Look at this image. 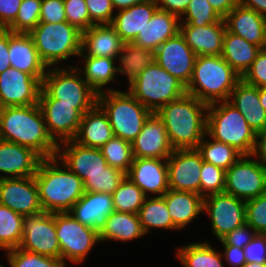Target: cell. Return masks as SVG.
<instances>
[{
	"label": "cell",
	"instance_id": "cell-52",
	"mask_svg": "<svg viewBox=\"0 0 266 267\" xmlns=\"http://www.w3.org/2000/svg\"><path fill=\"white\" fill-rule=\"evenodd\" d=\"M67 21L64 0H42L40 22L60 23Z\"/></svg>",
	"mask_w": 266,
	"mask_h": 267
},
{
	"label": "cell",
	"instance_id": "cell-33",
	"mask_svg": "<svg viewBox=\"0 0 266 267\" xmlns=\"http://www.w3.org/2000/svg\"><path fill=\"white\" fill-rule=\"evenodd\" d=\"M138 214L113 211L99 231L100 242L107 240L128 241L144 236Z\"/></svg>",
	"mask_w": 266,
	"mask_h": 267
},
{
	"label": "cell",
	"instance_id": "cell-66",
	"mask_svg": "<svg viewBox=\"0 0 266 267\" xmlns=\"http://www.w3.org/2000/svg\"><path fill=\"white\" fill-rule=\"evenodd\" d=\"M3 30H4V28L0 26V33H1Z\"/></svg>",
	"mask_w": 266,
	"mask_h": 267
},
{
	"label": "cell",
	"instance_id": "cell-14",
	"mask_svg": "<svg viewBox=\"0 0 266 267\" xmlns=\"http://www.w3.org/2000/svg\"><path fill=\"white\" fill-rule=\"evenodd\" d=\"M211 219L214 235L221 240L246 223V201L225 192L203 198V212Z\"/></svg>",
	"mask_w": 266,
	"mask_h": 267
},
{
	"label": "cell",
	"instance_id": "cell-64",
	"mask_svg": "<svg viewBox=\"0 0 266 267\" xmlns=\"http://www.w3.org/2000/svg\"><path fill=\"white\" fill-rule=\"evenodd\" d=\"M242 267H266V263L257 264V263H245Z\"/></svg>",
	"mask_w": 266,
	"mask_h": 267
},
{
	"label": "cell",
	"instance_id": "cell-25",
	"mask_svg": "<svg viewBox=\"0 0 266 267\" xmlns=\"http://www.w3.org/2000/svg\"><path fill=\"white\" fill-rule=\"evenodd\" d=\"M226 30L263 49L266 18L238 4L223 18Z\"/></svg>",
	"mask_w": 266,
	"mask_h": 267
},
{
	"label": "cell",
	"instance_id": "cell-41",
	"mask_svg": "<svg viewBox=\"0 0 266 267\" xmlns=\"http://www.w3.org/2000/svg\"><path fill=\"white\" fill-rule=\"evenodd\" d=\"M115 211L138 214L146 198L143 191L127 176L112 193Z\"/></svg>",
	"mask_w": 266,
	"mask_h": 267
},
{
	"label": "cell",
	"instance_id": "cell-7",
	"mask_svg": "<svg viewBox=\"0 0 266 267\" xmlns=\"http://www.w3.org/2000/svg\"><path fill=\"white\" fill-rule=\"evenodd\" d=\"M29 35L47 68L81 53L82 32L67 21L40 22Z\"/></svg>",
	"mask_w": 266,
	"mask_h": 267
},
{
	"label": "cell",
	"instance_id": "cell-51",
	"mask_svg": "<svg viewBox=\"0 0 266 267\" xmlns=\"http://www.w3.org/2000/svg\"><path fill=\"white\" fill-rule=\"evenodd\" d=\"M241 79L252 86L266 87V51L261 49L253 61L251 67L245 72Z\"/></svg>",
	"mask_w": 266,
	"mask_h": 267
},
{
	"label": "cell",
	"instance_id": "cell-23",
	"mask_svg": "<svg viewBox=\"0 0 266 267\" xmlns=\"http://www.w3.org/2000/svg\"><path fill=\"white\" fill-rule=\"evenodd\" d=\"M179 32L197 56L222 54L223 38L226 32L224 20L204 27L180 23Z\"/></svg>",
	"mask_w": 266,
	"mask_h": 267
},
{
	"label": "cell",
	"instance_id": "cell-50",
	"mask_svg": "<svg viewBox=\"0 0 266 267\" xmlns=\"http://www.w3.org/2000/svg\"><path fill=\"white\" fill-rule=\"evenodd\" d=\"M90 16V27L93 25L111 24L114 8L111 0H85Z\"/></svg>",
	"mask_w": 266,
	"mask_h": 267
},
{
	"label": "cell",
	"instance_id": "cell-11",
	"mask_svg": "<svg viewBox=\"0 0 266 267\" xmlns=\"http://www.w3.org/2000/svg\"><path fill=\"white\" fill-rule=\"evenodd\" d=\"M252 158L242 155L226 170L225 193L247 201L266 192V167Z\"/></svg>",
	"mask_w": 266,
	"mask_h": 267
},
{
	"label": "cell",
	"instance_id": "cell-37",
	"mask_svg": "<svg viewBox=\"0 0 266 267\" xmlns=\"http://www.w3.org/2000/svg\"><path fill=\"white\" fill-rule=\"evenodd\" d=\"M149 197L150 194L145 198L144 203L138 212L144 234L146 235L151 228L175 229L178 231L169 216L170 213L165 199L162 196Z\"/></svg>",
	"mask_w": 266,
	"mask_h": 267
},
{
	"label": "cell",
	"instance_id": "cell-47",
	"mask_svg": "<svg viewBox=\"0 0 266 267\" xmlns=\"http://www.w3.org/2000/svg\"><path fill=\"white\" fill-rule=\"evenodd\" d=\"M226 171L203 161L200 172L201 196L222 193L225 191Z\"/></svg>",
	"mask_w": 266,
	"mask_h": 267
},
{
	"label": "cell",
	"instance_id": "cell-46",
	"mask_svg": "<svg viewBox=\"0 0 266 267\" xmlns=\"http://www.w3.org/2000/svg\"><path fill=\"white\" fill-rule=\"evenodd\" d=\"M126 176L122 171L107 166L104 172L98 175L89 176L84 182L85 192L106 193L111 194L118 188L120 182Z\"/></svg>",
	"mask_w": 266,
	"mask_h": 267
},
{
	"label": "cell",
	"instance_id": "cell-49",
	"mask_svg": "<svg viewBox=\"0 0 266 267\" xmlns=\"http://www.w3.org/2000/svg\"><path fill=\"white\" fill-rule=\"evenodd\" d=\"M67 22L81 32L90 28V16L85 0H64Z\"/></svg>",
	"mask_w": 266,
	"mask_h": 267
},
{
	"label": "cell",
	"instance_id": "cell-8",
	"mask_svg": "<svg viewBox=\"0 0 266 267\" xmlns=\"http://www.w3.org/2000/svg\"><path fill=\"white\" fill-rule=\"evenodd\" d=\"M128 92L153 113L187 93L186 86L156 61L136 77Z\"/></svg>",
	"mask_w": 266,
	"mask_h": 267
},
{
	"label": "cell",
	"instance_id": "cell-12",
	"mask_svg": "<svg viewBox=\"0 0 266 267\" xmlns=\"http://www.w3.org/2000/svg\"><path fill=\"white\" fill-rule=\"evenodd\" d=\"M46 129L58 145L73 140L78 132L82 116L96 104H57L56 99H39ZM59 140V141H58Z\"/></svg>",
	"mask_w": 266,
	"mask_h": 267
},
{
	"label": "cell",
	"instance_id": "cell-5",
	"mask_svg": "<svg viewBox=\"0 0 266 267\" xmlns=\"http://www.w3.org/2000/svg\"><path fill=\"white\" fill-rule=\"evenodd\" d=\"M206 136L251 156L257 134L240 111L226 100L208 105Z\"/></svg>",
	"mask_w": 266,
	"mask_h": 267
},
{
	"label": "cell",
	"instance_id": "cell-62",
	"mask_svg": "<svg viewBox=\"0 0 266 267\" xmlns=\"http://www.w3.org/2000/svg\"><path fill=\"white\" fill-rule=\"evenodd\" d=\"M146 1L148 0H111V3L113 8H118L119 10H122Z\"/></svg>",
	"mask_w": 266,
	"mask_h": 267
},
{
	"label": "cell",
	"instance_id": "cell-58",
	"mask_svg": "<svg viewBox=\"0 0 266 267\" xmlns=\"http://www.w3.org/2000/svg\"><path fill=\"white\" fill-rule=\"evenodd\" d=\"M9 31L4 29L0 33V73L11 67L9 60Z\"/></svg>",
	"mask_w": 266,
	"mask_h": 267
},
{
	"label": "cell",
	"instance_id": "cell-39",
	"mask_svg": "<svg viewBox=\"0 0 266 267\" xmlns=\"http://www.w3.org/2000/svg\"><path fill=\"white\" fill-rule=\"evenodd\" d=\"M205 138L204 136L196 148L205 162L226 171L242 156L240 152L228 144L218 142L213 138L212 141H208Z\"/></svg>",
	"mask_w": 266,
	"mask_h": 267
},
{
	"label": "cell",
	"instance_id": "cell-55",
	"mask_svg": "<svg viewBox=\"0 0 266 267\" xmlns=\"http://www.w3.org/2000/svg\"><path fill=\"white\" fill-rule=\"evenodd\" d=\"M22 0H0V26L6 29L16 18Z\"/></svg>",
	"mask_w": 266,
	"mask_h": 267
},
{
	"label": "cell",
	"instance_id": "cell-26",
	"mask_svg": "<svg viewBox=\"0 0 266 267\" xmlns=\"http://www.w3.org/2000/svg\"><path fill=\"white\" fill-rule=\"evenodd\" d=\"M123 43L111 24L93 25L82 32L81 53L79 56L116 59Z\"/></svg>",
	"mask_w": 266,
	"mask_h": 267
},
{
	"label": "cell",
	"instance_id": "cell-16",
	"mask_svg": "<svg viewBox=\"0 0 266 267\" xmlns=\"http://www.w3.org/2000/svg\"><path fill=\"white\" fill-rule=\"evenodd\" d=\"M41 88L36 77L9 67L0 73V108L38 104Z\"/></svg>",
	"mask_w": 266,
	"mask_h": 267
},
{
	"label": "cell",
	"instance_id": "cell-28",
	"mask_svg": "<svg viewBox=\"0 0 266 267\" xmlns=\"http://www.w3.org/2000/svg\"><path fill=\"white\" fill-rule=\"evenodd\" d=\"M157 9L156 1L148 0L127 9L118 10L111 25L124 43L133 42Z\"/></svg>",
	"mask_w": 266,
	"mask_h": 267
},
{
	"label": "cell",
	"instance_id": "cell-44",
	"mask_svg": "<svg viewBox=\"0 0 266 267\" xmlns=\"http://www.w3.org/2000/svg\"><path fill=\"white\" fill-rule=\"evenodd\" d=\"M6 251L10 267H67L62 259L39 255L19 247Z\"/></svg>",
	"mask_w": 266,
	"mask_h": 267
},
{
	"label": "cell",
	"instance_id": "cell-27",
	"mask_svg": "<svg viewBox=\"0 0 266 267\" xmlns=\"http://www.w3.org/2000/svg\"><path fill=\"white\" fill-rule=\"evenodd\" d=\"M113 211L111 194L85 192L68 213L81 224L100 231L104 220Z\"/></svg>",
	"mask_w": 266,
	"mask_h": 267
},
{
	"label": "cell",
	"instance_id": "cell-6",
	"mask_svg": "<svg viewBox=\"0 0 266 267\" xmlns=\"http://www.w3.org/2000/svg\"><path fill=\"white\" fill-rule=\"evenodd\" d=\"M97 94V104L107 114L113 134L132 142L152 113L129 92L107 89Z\"/></svg>",
	"mask_w": 266,
	"mask_h": 267
},
{
	"label": "cell",
	"instance_id": "cell-3",
	"mask_svg": "<svg viewBox=\"0 0 266 267\" xmlns=\"http://www.w3.org/2000/svg\"><path fill=\"white\" fill-rule=\"evenodd\" d=\"M34 178L40 205L45 212H69L85 193L81 178L59 163L57 157L42 159Z\"/></svg>",
	"mask_w": 266,
	"mask_h": 267
},
{
	"label": "cell",
	"instance_id": "cell-65",
	"mask_svg": "<svg viewBox=\"0 0 266 267\" xmlns=\"http://www.w3.org/2000/svg\"><path fill=\"white\" fill-rule=\"evenodd\" d=\"M263 50L266 51V31H265V39H264V46H263Z\"/></svg>",
	"mask_w": 266,
	"mask_h": 267
},
{
	"label": "cell",
	"instance_id": "cell-31",
	"mask_svg": "<svg viewBox=\"0 0 266 267\" xmlns=\"http://www.w3.org/2000/svg\"><path fill=\"white\" fill-rule=\"evenodd\" d=\"M229 102L240 111L256 134L266 127V110L260 103L258 87L241 79L231 91Z\"/></svg>",
	"mask_w": 266,
	"mask_h": 267
},
{
	"label": "cell",
	"instance_id": "cell-42",
	"mask_svg": "<svg viewBox=\"0 0 266 267\" xmlns=\"http://www.w3.org/2000/svg\"><path fill=\"white\" fill-rule=\"evenodd\" d=\"M100 151L109 166L128 173L134 159L131 142L113 136Z\"/></svg>",
	"mask_w": 266,
	"mask_h": 267
},
{
	"label": "cell",
	"instance_id": "cell-57",
	"mask_svg": "<svg viewBox=\"0 0 266 267\" xmlns=\"http://www.w3.org/2000/svg\"><path fill=\"white\" fill-rule=\"evenodd\" d=\"M225 260L227 263L233 267H242L246 263L244 249L238 248L236 246H223Z\"/></svg>",
	"mask_w": 266,
	"mask_h": 267
},
{
	"label": "cell",
	"instance_id": "cell-34",
	"mask_svg": "<svg viewBox=\"0 0 266 267\" xmlns=\"http://www.w3.org/2000/svg\"><path fill=\"white\" fill-rule=\"evenodd\" d=\"M261 48L227 31L221 57L242 77L251 67Z\"/></svg>",
	"mask_w": 266,
	"mask_h": 267
},
{
	"label": "cell",
	"instance_id": "cell-29",
	"mask_svg": "<svg viewBox=\"0 0 266 267\" xmlns=\"http://www.w3.org/2000/svg\"><path fill=\"white\" fill-rule=\"evenodd\" d=\"M178 22L180 18L177 15L157 9L133 43L155 52L166 40L179 33Z\"/></svg>",
	"mask_w": 266,
	"mask_h": 267
},
{
	"label": "cell",
	"instance_id": "cell-63",
	"mask_svg": "<svg viewBox=\"0 0 266 267\" xmlns=\"http://www.w3.org/2000/svg\"><path fill=\"white\" fill-rule=\"evenodd\" d=\"M259 99L262 107L266 110V87L259 88Z\"/></svg>",
	"mask_w": 266,
	"mask_h": 267
},
{
	"label": "cell",
	"instance_id": "cell-18",
	"mask_svg": "<svg viewBox=\"0 0 266 267\" xmlns=\"http://www.w3.org/2000/svg\"><path fill=\"white\" fill-rule=\"evenodd\" d=\"M196 57L180 32L155 51V61L185 86L191 79Z\"/></svg>",
	"mask_w": 266,
	"mask_h": 267
},
{
	"label": "cell",
	"instance_id": "cell-30",
	"mask_svg": "<svg viewBox=\"0 0 266 267\" xmlns=\"http://www.w3.org/2000/svg\"><path fill=\"white\" fill-rule=\"evenodd\" d=\"M113 136L107 114L96 104L83 114L78 132L73 140L87 147L101 148Z\"/></svg>",
	"mask_w": 266,
	"mask_h": 267
},
{
	"label": "cell",
	"instance_id": "cell-15",
	"mask_svg": "<svg viewBox=\"0 0 266 267\" xmlns=\"http://www.w3.org/2000/svg\"><path fill=\"white\" fill-rule=\"evenodd\" d=\"M202 164L203 159L197 149H174L167 158L169 189L201 195Z\"/></svg>",
	"mask_w": 266,
	"mask_h": 267
},
{
	"label": "cell",
	"instance_id": "cell-56",
	"mask_svg": "<svg viewBox=\"0 0 266 267\" xmlns=\"http://www.w3.org/2000/svg\"><path fill=\"white\" fill-rule=\"evenodd\" d=\"M158 9L177 15L179 18L184 14L191 0H155Z\"/></svg>",
	"mask_w": 266,
	"mask_h": 267
},
{
	"label": "cell",
	"instance_id": "cell-22",
	"mask_svg": "<svg viewBox=\"0 0 266 267\" xmlns=\"http://www.w3.org/2000/svg\"><path fill=\"white\" fill-rule=\"evenodd\" d=\"M43 158L33 149L14 142L0 140V178L34 176Z\"/></svg>",
	"mask_w": 266,
	"mask_h": 267
},
{
	"label": "cell",
	"instance_id": "cell-45",
	"mask_svg": "<svg viewBox=\"0 0 266 267\" xmlns=\"http://www.w3.org/2000/svg\"><path fill=\"white\" fill-rule=\"evenodd\" d=\"M181 19L183 21H181ZM222 20L223 19L215 12L208 0H191L186 11L180 17L179 23L183 22L191 26L204 27Z\"/></svg>",
	"mask_w": 266,
	"mask_h": 267
},
{
	"label": "cell",
	"instance_id": "cell-38",
	"mask_svg": "<svg viewBox=\"0 0 266 267\" xmlns=\"http://www.w3.org/2000/svg\"><path fill=\"white\" fill-rule=\"evenodd\" d=\"M177 256L184 267H224L221 260L223 256L207 241L180 247Z\"/></svg>",
	"mask_w": 266,
	"mask_h": 267
},
{
	"label": "cell",
	"instance_id": "cell-54",
	"mask_svg": "<svg viewBox=\"0 0 266 267\" xmlns=\"http://www.w3.org/2000/svg\"><path fill=\"white\" fill-rule=\"evenodd\" d=\"M256 234L257 233L247 223H245L244 225L229 232L219 241L223 246H236L244 249V247L251 242Z\"/></svg>",
	"mask_w": 266,
	"mask_h": 267
},
{
	"label": "cell",
	"instance_id": "cell-36",
	"mask_svg": "<svg viewBox=\"0 0 266 267\" xmlns=\"http://www.w3.org/2000/svg\"><path fill=\"white\" fill-rule=\"evenodd\" d=\"M85 58L83 75L87 84L97 93L105 92L102 88L112 82L117 75L115 58L82 56Z\"/></svg>",
	"mask_w": 266,
	"mask_h": 267
},
{
	"label": "cell",
	"instance_id": "cell-61",
	"mask_svg": "<svg viewBox=\"0 0 266 267\" xmlns=\"http://www.w3.org/2000/svg\"><path fill=\"white\" fill-rule=\"evenodd\" d=\"M239 4L255 10L266 18V0H239Z\"/></svg>",
	"mask_w": 266,
	"mask_h": 267
},
{
	"label": "cell",
	"instance_id": "cell-9",
	"mask_svg": "<svg viewBox=\"0 0 266 267\" xmlns=\"http://www.w3.org/2000/svg\"><path fill=\"white\" fill-rule=\"evenodd\" d=\"M67 69L53 67L46 71L39 99H56L57 104H97V93L79 74L81 69Z\"/></svg>",
	"mask_w": 266,
	"mask_h": 267
},
{
	"label": "cell",
	"instance_id": "cell-13",
	"mask_svg": "<svg viewBox=\"0 0 266 267\" xmlns=\"http://www.w3.org/2000/svg\"><path fill=\"white\" fill-rule=\"evenodd\" d=\"M19 248L61 259V248L55 229L54 213L42 211L24 216L23 235Z\"/></svg>",
	"mask_w": 266,
	"mask_h": 267
},
{
	"label": "cell",
	"instance_id": "cell-43",
	"mask_svg": "<svg viewBox=\"0 0 266 267\" xmlns=\"http://www.w3.org/2000/svg\"><path fill=\"white\" fill-rule=\"evenodd\" d=\"M41 4L42 0H22L15 20L6 30L29 34L40 23Z\"/></svg>",
	"mask_w": 266,
	"mask_h": 267
},
{
	"label": "cell",
	"instance_id": "cell-60",
	"mask_svg": "<svg viewBox=\"0 0 266 267\" xmlns=\"http://www.w3.org/2000/svg\"><path fill=\"white\" fill-rule=\"evenodd\" d=\"M208 2L222 19L239 4V0H208Z\"/></svg>",
	"mask_w": 266,
	"mask_h": 267
},
{
	"label": "cell",
	"instance_id": "cell-2",
	"mask_svg": "<svg viewBox=\"0 0 266 267\" xmlns=\"http://www.w3.org/2000/svg\"><path fill=\"white\" fill-rule=\"evenodd\" d=\"M207 111V104L186 93L165 104L156 114L166 127L173 149H196L206 136Z\"/></svg>",
	"mask_w": 266,
	"mask_h": 267
},
{
	"label": "cell",
	"instance_id": "cell-17",
	"mask_svg": "<svg viewBox=\"0 0 266 267\" xmlns=\"http://www.w3.org/2000/svg\"><path fill=\"white\" fill-rule=\"evenodd\" d=\"M0 205L23 216L42 212L34 176L0 178Z\"/></svg>",
	"mask_w": 266,
	"mask_h": 267
},
{
	"label": "cell",
	"instance_id": "cell-35",
	"mask_svg": "<svg viewBox=\"0 0 266 267\" xmlns=\"http://www.w3.org/2000/svg\"><path fill=\"white\" fill-rule=\"evenodd\" d=\"M118 56L122 66L117 67V73L127 75L129 85L146 67L155 62L154 51L144 49L133 42L123 43Z\"/></svg>",
	"mask_w": 266,
	"mask_h": 267
},
{
	"label": "cell",
	"instance_id": "cell-10",
	"mask_svg": "<svg viewBox=\"0 0 266 267\" xmlns=\"http://www.w3.org/2000/svg\"><path fill=\"white\" fill-rule=\"evenodd\" d=\"M54 222L63 262H83L93 245L100 242L99 231L81 224L68 212L54 213Z\"/></svg>",
	"mask_w": 266,
	"mask_h": 267
},
{
	"label": "cell",
	"instance_id": "cell-32",
	"mask_svg": "<svg viewBox=\"0 0 266 267\" xmlns=\"http://www.w3.org/2000/svg\"><path fill=\"white\" fill-rule=\"evenodd\" d=\"M162 197L178 230L190 224L203 212V197L198 193L169 189Z\"/></svg>",
	"mask_w": 266,
	"mask_h": 267
},
{
	"label": "cell",
	"instance_id": "cell-21",
	"mask_svg": "<svg viewBox=\"0 0 266 267\" xmlns=\"http://www.w3.org/2000/svg\"><path fill=\"white\" fill-rule=\"evenodd\" d=\"M126 176L146 197L148 193L161 197L169 190L167 159L134 158Z\"/></svg>",
	"mask_w": 266,
	"mask_h": 267
},
{
	"label": "cell",
	"instance_id": "cell-59",
	"mask_svg": "<svg viewBox=\"0 0 266 267\" xmlns=\"http://www.w3.org/2000/svg\"><path fill=\"white\" fill-rule=\"evenodd\" d=\"M253 157H258L259 162L266 167V127L257 133L255 147L252 153Z\"/></svg>",
	"mask_w": 266,
	"mask_h": 267
},
{
	"label": "cell",
	"instance_id": "cell-53",
	"mask_svg": "<svg viewBox=\"0 0 266 267\" xmlns=\"http://www.w3.org/2000/svg\"><path fill=\"white\" fill-rule=\"evenodd\" d=\"M247 263H266V234L257 233L244 247Z\"/></svg>",
	"mask_w": 266,
	"mask_h": 267
},
{
	"label": "cell",
	"instance_id": "cell-24",
	"mask_svg": "<svg viewBox=\"0 0 266 267\" xmlns=\"http://www.w3.org/2000/svg\"><path fill=\"white\" fill-rule=\"evenodd\" d=\"M8 51L11 67L36 77L42 83L47 66L40 59L29 34L9 31Z\"/></svg>",
	"mask_w": 266,
	"mask_h": 267
},
{
	"label": "cell",
	"instance_id": "cell-1",
	"mask_svg": "<svg viewBox=\"0 0 266 267\" xmlns=\"http://www.w3.org/2000/svg\"><path fill=\"white\" fill-rule=\"evenodd\" d=\"M0 139L33 149L43 159L56 157L39 104L0 108Z\"/></svg>",
	"mask_w": 266,
	"mask_h": 267
},
{
	"label": "cell",
	"instance_id": "cell-20",
	"mask_svg": "<svg viewBox=\"0 0 266 267\" xmlns=\"http://www.w3.org/2000/svg\"><path fill=\"white\" fill-rule=\"evenodd\" d=\"M131 145L134 158L167 159L174 151L163 121L153 112Z\"/></svg>",
	"mask_w": 266,
	"mask_h": 267
},
{
	"label": "cell",
	"instance_id": "cell-4",
	"mask_svg": "<svg viewBox=\"0 0 266 267\" xmlns=\"http://www.w3.org/2000/svg\"><path fill=\"white\" fill-rule=\"evenodd\" d=\"M240 80L241 76L221 55L197 56L186 92L210 105L229 100L231 91Z\"/></svg>",
	"mask_w": 266,
	"mask_h": 267
},
{
	"label": "cell",
	"instance_id": "cell-19",
	"mask_svg": "<svg viewBox=\"0 0 266 267\" xmlns=\"http://www.w3.org/2000/svg\"><path fill=\"white\" fill-rule=\"evenodd\" d=\"M62 144H58L56 157L66 168L78 175L83 182L89 176L104 172L108 166L100 148L87 147L74 140L62 142ZM63 146L65 148L62 150Z\"/></svg>",
	"mask_w": 266,
	"mask_h": 267
},
{
	"label": "cell",
	"instance_id": "cell-40",
	"mask_svg": "<svg viewBox=\"0 0 266 267\" xmlns=\"http://www.w3.org/2000/svg\"><path fill=\"white\" fill-rule=\"evenodd\" d=\"M24 216L12 209L0 205V248L10 250L18 248L23 235Z\"/></svg>",
	"mask_w": 266,
	"mask_h": 267
},
{
	"label": "cell",
	"instance_id": "cell-48",
	"mask_svg": "<svg viewBox=\"0 0 266 267\" xmlns=\"http://www.w3.org/2000/svg\"><path fill=\"white\" fill-rule=\"evenodd\" d=\"M246 223L256 233L266 234V192L246 201Z\"/></svg>",
	"mask_w": 266,
	"mask_h": 267
}]
</instances>
